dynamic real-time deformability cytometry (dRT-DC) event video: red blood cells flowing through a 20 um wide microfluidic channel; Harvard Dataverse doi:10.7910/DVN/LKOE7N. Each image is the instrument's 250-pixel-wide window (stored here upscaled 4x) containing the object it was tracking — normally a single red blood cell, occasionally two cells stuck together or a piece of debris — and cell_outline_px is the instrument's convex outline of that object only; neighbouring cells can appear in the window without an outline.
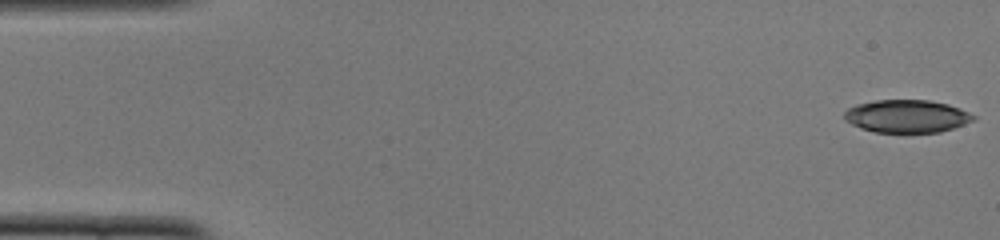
{"species": "common noctule bat (a hibernating species)", "species_latin": "Nyctalus noctula", "temperature_condition": "cold", "stored_images_in_passage": 15, "camera_frame_rate_fps": 3000, "um_per_image_px": 0.085, "animal": {"sex": "female", "body_mass_g": 22.0, "forearm_length_mm": 56.7}, "frame": {"image": 1, "passage_image": 1, "time_ms": 0.0, "image_size_px": [1000, 240], "cell_outline_px": [[976, 120], [940, 132], [904, 136], [876, 132], [860, 128], [844, 120], [844, 112], [848, 108], [856, 104], [876, 100], [928, 100], [948, 104], [960, 108], [976, 116]], "centroid_in_image_um": [77.07, 9.92], "position_along_channel_um": 7.9, "area_um2": 25.61}}